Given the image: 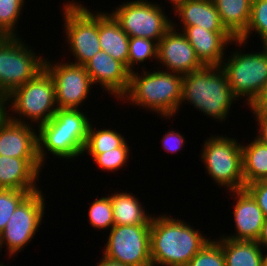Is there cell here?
<instances>
[{
	"mask_svg": "<svg viewBox=\"0 0 267 266\" xmlns=\"http://www.w3.org/2000/svg\"><path fill=\"white\" fill-rule=\"evenodd\" d=\"M181 219L153 215L150 227L152 266H186L210 240Z\"/></svg>",
	"mask_w": 267,
	"mask_h": 266,
	"instance_id": "1",
	"label": "cell"
},
{
	"mask_svg": "<svg viewBox=\"0 0 267 266\" xmlns=\"http://www.w3.org/2000/svg\"><path fill=\"white\" fill-rule=\"evenodd\" d=\"M149 72L142 70L130 73L129 85L120 101L147 108L162 117L170 119L179 113L183 75L160 70ZM128 100V101H126Z\"/></svg>",
	"mask_w": 267,
	"mask_h": 266,
	"instance_id": "2",
	"label": "cell"
},
{
	"mask_svg": "<svg viewBox=\"0 0 267 266\" xmlns=\"http://www.w3.org/2000/svg\"><path fill=\"white\" fill-rule=\"evenodd\" d=\"M89 120L79 109H57L48 122L39 126L38 157L42 166L45 165L48 152L60 160L74 161L73 158L82 155L91 122Z\"/></svg>",
	"mask_w": 267,
	"mask_h": 266,
	"instance_id": "3",
	"label": "cell"
},
{
	"mask_svg": "<svg viewBox=\"0 0 267 266\" xmlns=\"http://www.w3.org/2000/svg\"><path fill=\"white\" fill-rule=\"evenodd\" d=\"M236 100L239 99L231 91L221 66H204L183 75L181 105L187 101L204 115L223 123Z\"/></svg>",
	"mask_w": 267,
	"mask_h": 266,
	"instance_id": "4",
	"label": "cell"
},
{
	"mask_svg": "<svg viewBox=\"0 0 267 266\" xmlns=\"http://www.w3.org/2000/svg\"><path fill=\"white\" fill-rule=\"evenodd\" d=\"M3 101L4 114L10 120L27 125H33L35 122L34 125L37 123V127L48 122L58 109L54 80L45 69L34 79L14 89ZM6 107L11 110L9 112L14 113L13 117ZM16 114L17 117L14 116Z\"/></svg>",
	"mask_w": 267,
	"mask_h": 266,
	"instance_id": "5",
	"label": "cell"
},
{
	"mask_svg": "<svg viewBox=\"0 0 267 266\" xmlns=\"http://www.w3.org/2000/svg\"><path fill=\"white\" fill-rule=\"evenodd\" d=\"M18 36H0V97L34 79L43 69L45 58Z\"/></svg>",
	"mask_w": 267,
	"mask_h": 266,
	"instance_id": "6",
	"label": "cell"
},
{
	"mask_svg": "<svg viewBox=\"0 0 267 266\" xmlns=\"http://www.w3.org/2000/svg\"><path fill=\"white\" fill-rule=\"evenodd\" d=\"M204 142L199 156L214 183L229 191L244 189L241 143L221 134Z\"/></svg>",
	"mask_w": 267,
	"mask_h": 266,
	"instance_id": "7",
	"label": "cell"
},
{
	"mask_svg": "<svg viewBox=\"0 0 267 266\" xmlns=\"http://www.w3.org/2000/svg\"><path fill=\"white\" fill-rule=\"evenodd\" d=\"M262 49L256 53H240L239 48L229 58H224L221 65L234 96L246 99L247 106L254 103L267 81V45Z\"/></svg>",
	"mask_w": 267,
	"mask_h": 266,
	"instance_id": "8",
	"label": "cell"
},
{
	"mask_svg": "<svg viewBox=\"0 0 267 266\" xmlns=\"http://www.w3.org/2000/svg\"><path fill=\"white\" fill-rule=\"evenodd\" d=\"M66 4V5H65ZM62 8L64 32L75 62L84 66L97 52L99 43V12L89 10L80 2H66Z\"/></svg>",
	"mask_w": 267,
	"mask_h": 266,
	"instance_id": "9",
	"label": "cell"
},
{
	"mask_svg": "<svg viewBox=\"0 0 267 266\" xmlns=\"http://www.w3.org/2000/svg\"><path fill=\"white\" fill-rule=\"evenodd\" d=\"M129 37H141L157 44L172 27L161 5L147 0H133L110 12Z\"/></svg>",
	"mask_w": 267,
	"mask_h": 266,
	"instance_id": "10",
	"label": "cell"
},
{
	"mask_svg": "<svg viewBox=\"0 0 267 266\" xmlns=\"http://www.w3.org/2000/svg\"><path fill=\"white\" fill-rule=\"evenodd\" d=\"M45 198L41 189L29 194L15 209L0 233V252L5 245L10 257L24 250L34 238L44 218Z\"/></svg>",
	"mask_w": 267,
	"mask_h": 266,
	"instance_id": "11",
	"label": "cell"
},
{
	"mask_svg": "<svg viewBox=\"0 0 267 266\" xmlns=\"http://www.w3.org/2000/svg\"><path fill=\"white\" fill-rule=\"evenodd\" d=\"M150 227L151 224L114 225L103 255L127 266H152Z\"/></svg>",
	"mask_w": 267,
	"mask_h": 266,
	"instance_id": "12",
	"label": "cell"
},
{
	"mask_svg": "<svg viewBox=\"0 0 267 266\" xmlns=\"http://www.w3.org/2000/svg\"><path fill=\"white\" fill-rule=\"evenodd\" d=\"M48 60L45 58L44 69L54 80L58 109H80L93 88L85 66L70 61L52 63Z\"/></svg>",
	"mask_w": 267,
	"mask_h": 266,
	"instance_id": "13",
	"label": "cell"
},
{
	"mask_svg": "<svg viewBox=\"0 0 267 266\" xmlns=\"http://www.w3.org/2000/svg\"><path fill=\"white\" fill-rule=\"evenodd\" d=\"M176 26L175 22H172V27L158 42L157 61L165 70L180 75L202 69L204 65L198 59L194 48Z\"/></svg>",
	"mask_w": 267,
	"mask_h": 266,
	"instance_id": "14",
	"label": "cell"
},
{
	"mask_svg": "<svg viewBox=\"0 0 267 266\" xmlns=\"http://www.w3.org/2000/svg\"><path fill=\"white\" fill-rule=\"evenodd\" d=\"M84 66L93 86L99 83V86L104 88L103 91L119 99L127 91L131 72L107 52H97Z\"/></svg>",
	"mask_w": 267,
	"mask_h": 266,
	"instance_id": "15",
	"label": "cell"
},
{
	"mask_svg": "<svg viewBox=\"0 0 267 266\" xmlns=\"http://www.w3.org/2000/svg\"><path fill=\"white\" fill-rule=\"evenodd\" d=\"M34 127V125L14 122L3 114L0 117V155L14 158H39L37 129L35 131Z\"/></svg>",
	"mask_w": 267,
	"mask_h": 266,
	"instance_id": "16",
	"label": "cell"
},
{
	"mask_svg": "<svg viewBox=\"0 0 267 266\" xmlns=\"http://www.w3.org/2000/svg\"><path fill=\"white\" fill-rule=\"evenodd\" d=\"M236 203L233 208V216L236 233L232 235H223L228 239L257 241L265 216L252 195L244 188L240 190H231Z\"/></svg>",
	"mask_w": 267,
	"mask_h": 266,
	"instance_id": "17",
	"label": "cell"
},
{
	"mask_svg": "<svg viewBox=\"0 0 267 266\" xmlns=\"http://www.w3.org/2000/svg\"><path fill=\"white\" fill-rule=\"evenodd\" d=\"M181 28L204 66H221L226 57L224 50L236 40L230 32H212L200 26Z\"/></svg>",
	"mask_w": 267,
	"mask_h": 266,
	"instance_id": "18",
	"label": "cell"
},
{
	"mask_svg": "<svg viewBox=\"0 0 267 266\" xmlns=\"http://www.w3.org/2000/svg\"><path fill=\"white\" fill-rule=\"evenodd\" d=\"M42 164L39 158H14L0 155V188L39 191Z\"/></svg>",
	"mask_w": 267,
	"mask_h": 266,
	"instance_id": "19",
	"label": "cell"
},
{
	"mask_svg": "<svg viewBox=\"0 0 267 266\" xmlns=\"http://www.w3.org/2000/svg\"><path fill=\"white\" fill-rule=\"evenodd\" d=\"M172 7L182 27L200 26L212 32H229L212 0H182Z\"/></svg>",
	"mask_w": 267,
	"mask_h": 266,
	"instance_id": "20",
	"label": "cell"
},
{
	"mask_svg": "<svg viewBox=\"0 0 267 266\" xmlns=\"http://www.w3.org/2000/svg\"><path fill=\"white\" fill-rule=\"evenodd\" d=\"M129 36L111 13L99 12V43L101 50L122 62L128 69Z\"/></svg>",
	"mask_w": 267,
	"mask_h": 266,
	"instance_id": "21",
	"label": "cell"
},
{
	"mask_svg": "<svg viewBox=\"0 0 267 266\" xmlns=\"http://www.w3.org/2000/svg\"><path fill=\"white\" fill-rule=\"evenodd\" d=\"M109 196L112 202L114 225L151 224L153 214L145 212V206H142V202L132 192L130 194L126 191H116Z\"/></svg>",
	"mask_w": 267,
	"mask_h": 266,
	"instance_id": "22",
	"label": "cell"
},
{
	"mask_svg": "<svg viewBox=\"0 0 267 266\" xmlns=\"http://www.w3.org/2000/svg\"><path fill=\"white\" fill-rule=\"evenodd\" d=\"M226 266H262L261 246L256 241L233 240L220 236Z\"/></svg>",
	"mask_w": 267,
	"mask_h": 266,
	"instance_id": "23",
	"label": "cell"
},
{
	"mask_svg": "<svg viewBox=\"0 0 267 266\" xmlns=\"http://www.w3.org/2000/svg\"><path fill=\"white\" fill-rule=\"evenodd\" d=\"M224 27L238 39L247 29L252 0H212Z\"/></svg>",
	"mask_w": 267,
	"mask_h": 266,
	"instance_id": "24",
	"label": "cell"
},
{
	"mask_svg": "<svg viewBox=\"0 0 267 266\" xmlns=\"http://www.w3.org/2000/svg\"><path fill=\"white\" fill-rule=\"evenodd\" d=\"M241 148L245 186L267 180V144L254 137L251 143L241 145Z\"/></svg>",
	"mask_w": 267,
	"mask_h": 266,
	"instance_id": "25",
	"label": "cell"
},
{
	"mask_svg": "<svg viewBox=\"0 0 267 266\" xmlns=\"http://www.w3.org/2000/svg\"><path fill=\"white\" fill-rule=\"evenodd\" d=\"M93 127L94 126H92L91 121L88 128L87 141L83 151V154H85V152L88 153L92 159L97 154L121 147L126 142L124 136H122L121 133H118L116 129H98Z\"/></svg>",
	"mask_w": 267,
	"mask_h": 266,
	"instance_id": "26",
	"label": "cell"
},
{
	"mask_svg": "<svg viewBox=\"0 0 267 266\" xmlns=\"http://www.w3.org/2000/svg\"><path fill=\"white\" fill-rule=\"evenodd\" d=\"M258 33L263 45H267V0H252L251 16L246 31L233 43L241 47L248 43L252 32ZM247 41V42H246Z\"/></svg>",
	"mask_w": 267,
	"mask_h": 266,
	"instance_id": "27",
	"label": "cell"
},
{
	"mask_svg": "<svg viewBox=\"0 0 267 266\" xmlns=\"http://www.w3.org/2000/svg\"><path fill=\"white\" fill-rule=\"evenodd\" d=\"M88 221L91 227L99 230H109L114 226L112 202L109 195L94 200L88 209Z\"/></svg>",
	"mask_w": 267,
	"mask_h": 266,
	"instance_id": "28",
	"label": "cell"
},
{
	"mask_svg": "<svg viewBox=\"0 0 267 266\" xmlns=\"http://www.w3.org/2000/svg\"><path fill=\"white\" fill-rule=\"evenodd\" d=\"M158 44L150 39L141 37L129 38V55H128V70L135 71L134 67L138 63H144L148 59L153 58L157 61Z\"/></svg>",
	"mask_w": 267,
	"mask_h": 266,
	"instance_id": "29",
	"label": "cell"
},
{
	"mask_svg": "<svg viewBox=\"0 0 267 266\" xmlns=\"http://www.w3.org/2000/svg\"><path fill=\"white\" fill-rule=\"evenodd\" d=\"M24 1L0 0V36H18L16 24L20 19Z\"/></svg>",
	"mask_w": 267,
	"mask_h": 266,
	"instance_id": "30",
	"label": "cell"
},
{
	"mask_svg": "<svg viewBox=\"0 0 267 266\" xmlns=\"http://www.w3.org/2000/svg\"><path fill=\"white\" fill-rule=\"evenodd\" d=\"M37 191H21L0 188V233L5 229L9 218L17 206L31 193Z\"/></svg>",
	"mask_w": 267,
	"mask_h": 266,
	"instance_id": "31",
	"label": "cell"
},
{
	"mask_svg": "<svg viewBox=\"0 0 267 266\" xmlns=\"http://www.w3.org/2000/svg\"><path fill=\"white\" fill-rule=\"evenodd\" d=\"M186 266H226L221 245L210 239Z\"/></svg>",
	"mask_w": 267,
	"mask_h": 266,
	"instance_id": "32",
	"label": "cell"
},
{
	"mask_svg": "<svg viewBox=\"0 0 267 266\" xmlns=\"http://www.w3.org/2000/svg\"><path fill=\"white\" fill-rule=\"evenodd\" d=\"M129 148V145L125 142L121 147L97 154L92 161L103 171H118L122 166H126L125 164L129 161L128 157L131 151Z\"/></svg>",
	"mask_w": 267,
	"mask_h": 266,
	"instance_id": "33",
	"label": "cell"
},
{
	"mask_svg": "<svg viewBox=\"0 0 267 266\" xmlns=\"http://www.w3.org/2000/svg\"><path fill=\"white\" fill-rule=\"evenodd\" d=\"M245 189L252 195L267 218V180H260L248 184Z\"/></svg>",
	"mask_w": 267,
	"mask_h": 266,
	"instance_id": "34",
	"label": "cell"
},
{
	"mask_svg": "<svg viewBox=\"0 0 267 266\" xmlns=\"http://www.w3.org/2000/svg\"><path fill=\"white\" fill-rule=\"evenodd\" d=\"M162 148L168 153H176L181 151L185 142V137L179 132L169 130L163 138H161Z\"/></svg>",
	"mask_w": 267,
	"mask_h": 266,
	"instance_id": "35",
	"label": "cell"
},
{
	"mask_svg": "<svg viewBox=\"0 0 267 266\" xmlns=\"http://www.w3.org/2000/svg\"><path fill=\"white\" fill-rule=\"evenodd\" d=\"M256 118V122L258 125V136L256 135V139L267 144V110L264 109H250Z\"/></svg>",
	"mask_w": 267,
	"mask_h": 266,
	"instance_id": "36",
	"label": "cell"
},
{
	"mask_svg": "<svg viewBox=\"0 0 267 266\" xmlns=\"http://www.w3.org/2000/svg\"><path fill=\"white\" fill-rule=\"evenodd\" d=\"M250 109H264L267 110V81L266 84L260 93V95L257 97V99L254 101L252 105L249 106Z\"/></svg>",
	"mask_w": 267,
	"mask_h": 266,
	"instance_id": "37",
	"label": "cell"
},
{
	"mask_svg": "<svg viewBox=\"0 0 267 266\" xmlns=\"http://www.w3.org/2000/svg\"><path fill=\"white\" fill-rule=\"evenodd\" d=\"M256 242L262 247V249L265 250V248H267V218H265L261 233Z\"/></svg>",
	"mask_w": 267,
	"mask_h": 266,
	"instance_id": "38",
	"label": "cell"
},
{
	"mask_svg": "<svg viewBox=\"0 0 267 266\" xmlns=\"http://www.w3.org/2000/svg\"><path fill=\"white\" fill-rule=\"evenodd\" d=\"M100 262L97 263V266H127L122 264L118 261H114L112 259L107 258L106 256H102V259L99 260Z\"/></svg>",
	"mask_w": 267,
	"mask_h": 266,
	"instance_id": "39",
	"label": "cell"
},
{
	"mask_svg": "<svg viewBox=\"0 0 267 266\" xmlns=\"http://www.w3.org/2000/svg\"><path fill=\"white\" fill-rule=\"evenodd\" d=\"M262 266H267V253L264 254L263 251H262Z\"/></svg>",
	"mask_w": 267,
	"mask_h": 266,
	"instance_id": "40",
	"label": "cell"
},
{
	"mask_svg": "<svg viewBox=\"0 0 267 266\" xmlns=\"http://www.w3.org/2000/svg\"><path fill=\"white\" fill-rule=\"evenodd\" d=\"M3 99L0 97V117L4 114V103Z\"/></svg>",
	"mask_w": 267,
	"mask_h": 266,
	"instance_id": "41",
	"label": "cell"
},
{
	"mask_svg": "<svg viewBox=\"0 0 267 266\" xmlns=\"http://www.w3.org/2000/svg\"><path fill=\"white\" fill-rule=\"evenodd\" d=\"M167 1H169L171 4L173 3L172 6H174L176 3H178L182 0H167Z\"/></svg>",
	"mask_w": 267,
	"mask_h": 266,
	"instance_id": "42",
	"label": "cell"
}]
</instances>
